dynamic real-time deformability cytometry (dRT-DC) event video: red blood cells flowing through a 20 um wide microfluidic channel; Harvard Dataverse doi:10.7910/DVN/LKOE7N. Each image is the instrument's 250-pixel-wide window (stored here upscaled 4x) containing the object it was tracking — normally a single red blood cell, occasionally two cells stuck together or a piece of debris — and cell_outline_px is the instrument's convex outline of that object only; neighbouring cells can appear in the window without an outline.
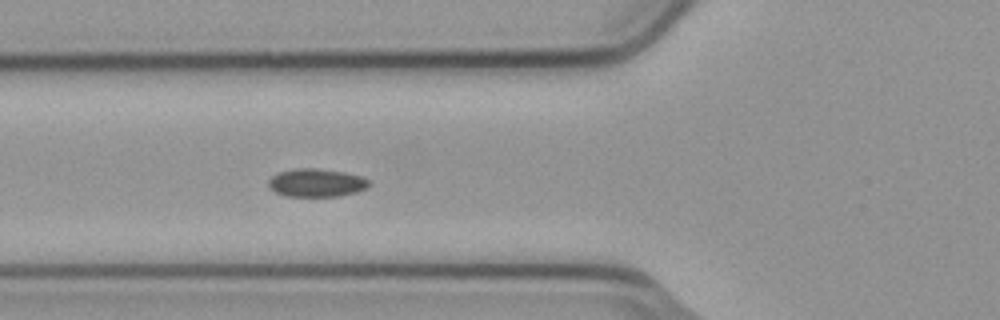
{"species": "common noctule bat (a hibernating species)", "species_latin": "Nyctalus noctula", "temperature_condition": "cold", "stored_images_in_passage": 12, "camera_frame_rate_fps": 3000, "um_per_image_px": 0.085, "animal": {"sex": "male", "body_mass_g": 23.1, "forearm_length_mm": 52.7}, "frame": {"image": 1, "passage_image": 3, "time_ms": 0.667, "image_size_px": [1000, 320], "cell_outline_px": [[372, 184], [356, 192], [336, 196], [284, 196], [276, 192], [268, 184], [268, 180], [276, 172], [292, 168], [316, 168], [344, 172], [360, 176], [368, 180]], "centroid_in_image_um": [26.86, 15.52], "position_along_channel_um": 98.9, "area_um2": 16.47}}
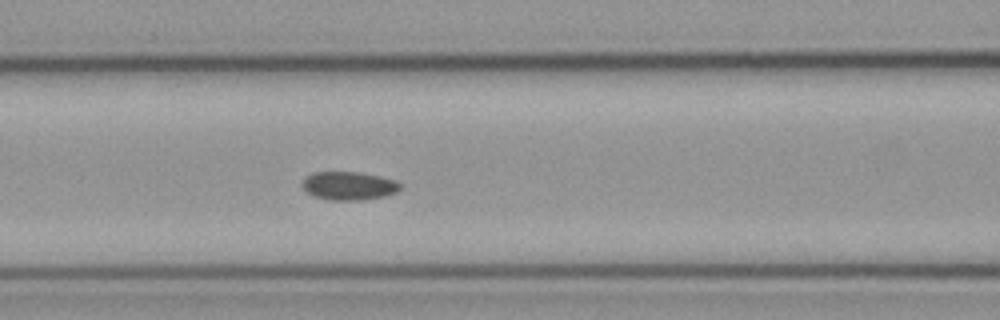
{"frame": {"image": 2, "passage_image": 6, "time_ms": 1.667, "image_size_px": [1000, 320], "cell_outline_px": [[400, 188], [396, 192], [384, 196], [360, 200], [332, 200], [316, 196], [308, 192], [304, 188], [304, 176], [312, 172], [360, 172], [380, 176], [396, 180], [400, 184]], "centroid_in_image_um": [29.67, 15.77], "position_along_channel_um": 136.9, "area_um2": 16.01}}